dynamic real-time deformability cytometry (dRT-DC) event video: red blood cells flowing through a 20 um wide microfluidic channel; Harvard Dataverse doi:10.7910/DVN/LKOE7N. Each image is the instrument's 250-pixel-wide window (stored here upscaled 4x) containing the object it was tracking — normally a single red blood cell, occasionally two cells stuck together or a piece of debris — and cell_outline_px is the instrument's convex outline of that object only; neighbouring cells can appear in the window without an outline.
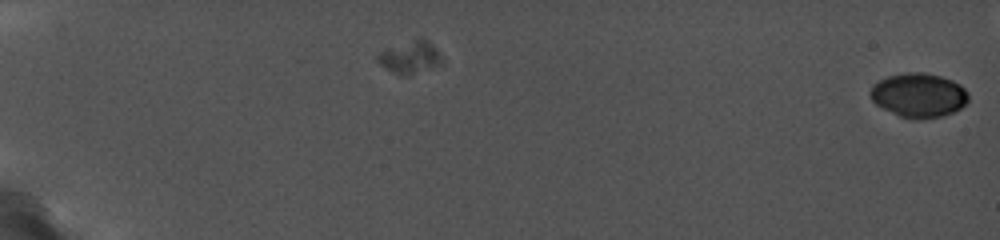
{"species": "common noctule bat (a hibernating species)", "species_latin": "Nyctalus noctula", "temperature_condition": "cold", "stored_images_in_passage": 32, "camera_frame_rate_fps": 5000, "um_per_image_px": 0.085, "animal": {"sex": "female", "body_mass_g": 19.0, "forearm_length_mm": 56.7}, "frame": {"image": 1, "passage_image": 1, "time_ms": 0.0, "image_size_px": [1000, 240], "cell_outline_px": [[968, 100], [960, 108], [952, 112], [940, 116], [900, 116], [876, 104], [872, 100], [868, 92], [872, 84], [888, 76], [904, 72], [924, 72], [940, 76], [952, 80], [960, 84], [968, 92]], "centroid_in_image_um": [78.07, 8.03], "position_along_channel_um": 6.9, "area_um2": 24.68}}
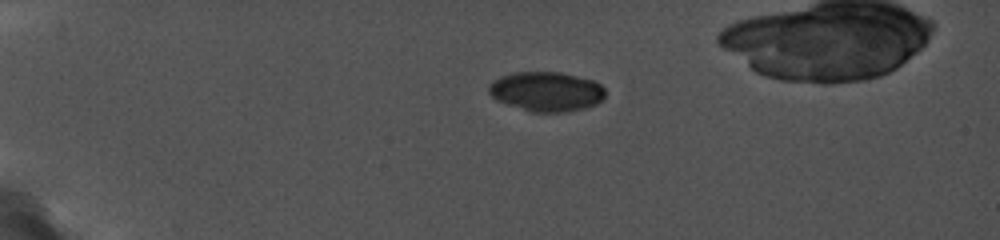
{"frame": {"image": 2, "passage_image": 26, "time_ms": 5.0, "image_size_px": [1000, 240], "cell_outline_px": [[604, 96], [596, 104], [580, 108], [556, 112], [536, 112], [500, 100], [492, 96], [488, 92], [488, 84], [492, 80], [500, 76], [512, 72], [560, 72], [592, 80], [600, 84], [604, 88]], "centroid_in_image_um": [46.42, 7.74], "position_along_channel_um": 38.6, "area_um2": 26.18}}